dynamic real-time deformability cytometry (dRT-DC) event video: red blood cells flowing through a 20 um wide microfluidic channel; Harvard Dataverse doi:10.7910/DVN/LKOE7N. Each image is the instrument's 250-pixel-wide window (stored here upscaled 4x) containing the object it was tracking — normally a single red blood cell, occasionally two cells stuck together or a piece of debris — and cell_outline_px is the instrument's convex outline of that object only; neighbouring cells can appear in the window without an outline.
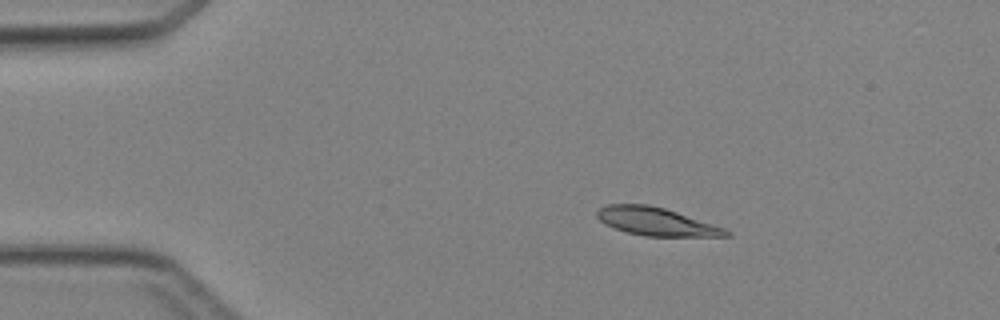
{"species": "Egyptian fruit bat (a non-hibernating species)", "species_latin": "Rousettus aegyptiacus", "temperature_condition": "cold", "stored_images_in_passage": 5, "camera_frame_rate_fps": 3000, "um_per_image_px": 0.085, "animal": {"sex": "female"}, "frame": {"image": 1, "passage_image": 3, "time_ms": 2.333, "image_size_px": [1000, 320], "cell_outline_px": [[732, 236], [644, 236], [628, 232], [604, 224], [596, 216], [596, 212], [600, 208], [608, 204], [648, 204], [664, 208], [724, 228], [732, 232]], "centroid_in_image_um": [55.76, 18.83], "position_along_channel_um": 29.2, "area_um2": 20.81}}
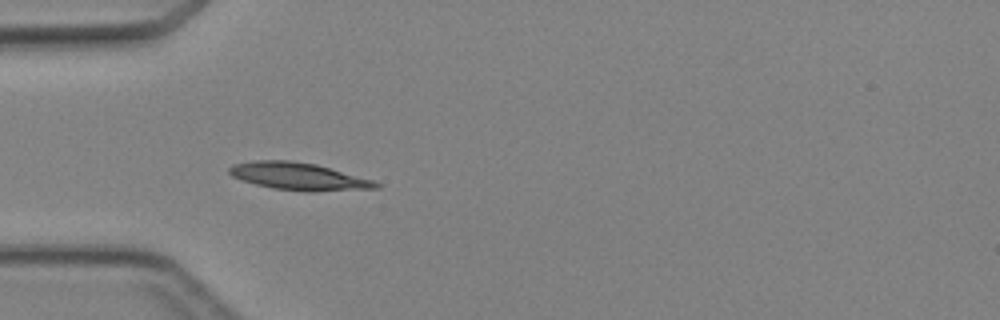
{"frame": {"image": 2, "passage_image": 4, "time_ms": 4.333, "image_size_px": [1000, 320], "cell_outline_px": [[380, 188], [308, 192], [304, 192], [272, 188], [256, 184], [232, 176], [228, 172], [228, 168], [232, 164], [252, 160], [288, 160], [316, 164], [372, 180], [380, 184]], "centroid_in_image_um": [25.35, 14.99], "position_along_channel_um": 59.7, "area_um2": 23.35}}
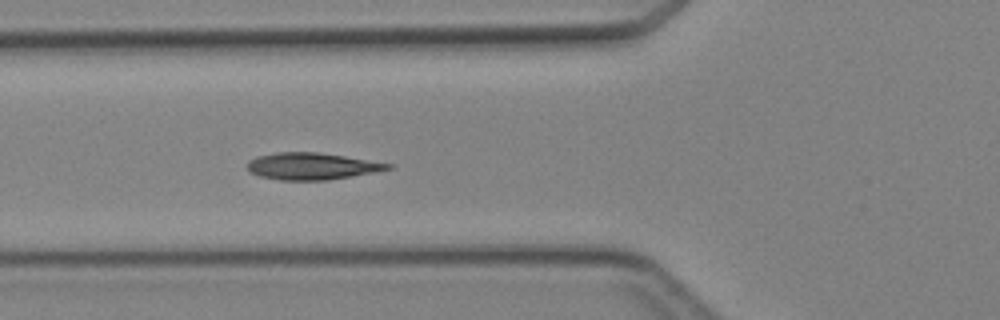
{"frame": {"image": 3, "passage_image": 5, "time_ms": 5.333, "image_size_px": [1000, 320], "cell_outline_px": [[396, 164], [392, 168], [352, 176], [328, 180], [280, 180], [260, 176], [248, 172], [248, 160], [256, 156], [276, 152], [320, 152]], "centroid_in_image_um": [26.5, 14.12], "position_along_channel_um": 99.3, "area_um2": 22.14}}